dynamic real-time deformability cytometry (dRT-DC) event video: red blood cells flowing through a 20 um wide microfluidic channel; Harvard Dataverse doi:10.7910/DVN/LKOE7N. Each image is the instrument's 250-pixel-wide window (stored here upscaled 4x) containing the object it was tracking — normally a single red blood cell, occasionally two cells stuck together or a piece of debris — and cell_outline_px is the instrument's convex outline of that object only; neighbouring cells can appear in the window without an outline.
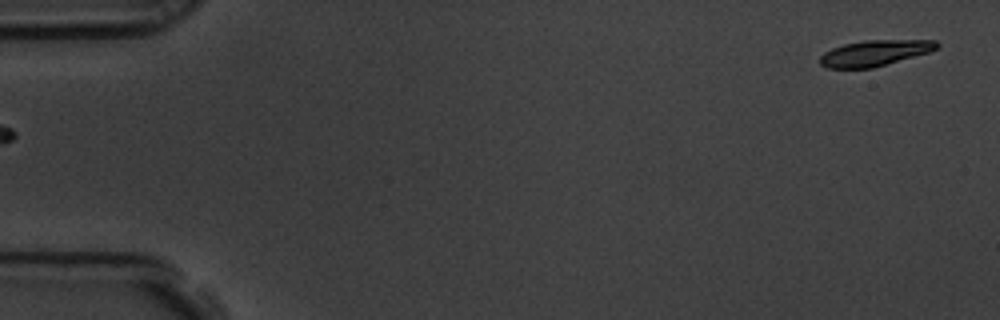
{"species": "common noctule bat (a hibernating species)", "species_latin": "Nyctalus noctula", "temperature_condition": "room temperature", "stored_images_in_passage": 17, "camera_frame_rate_fps": 3000, "um_per_image_px": 0.085, "animal": {"sex": "male", "body_mass_g": 19.5, "forearm_length_mm": 54.6}, "frame": {"image": 1, "passage_image": 1, "time_ms": 0.0, "image_size_px": [1000, 320], "cell_outline_px": [[940, 44], [936, 48], [928, 52], [872, 68], [828, 68], [820, 64], [820, 56], [824, 52], [832, 48], [844, 44], [864, 40], [936, 40]], "centroid_in_image_um": [74.32, 4.5], "position_along_channel_um": 10.7, "area_um2": 17.4}}
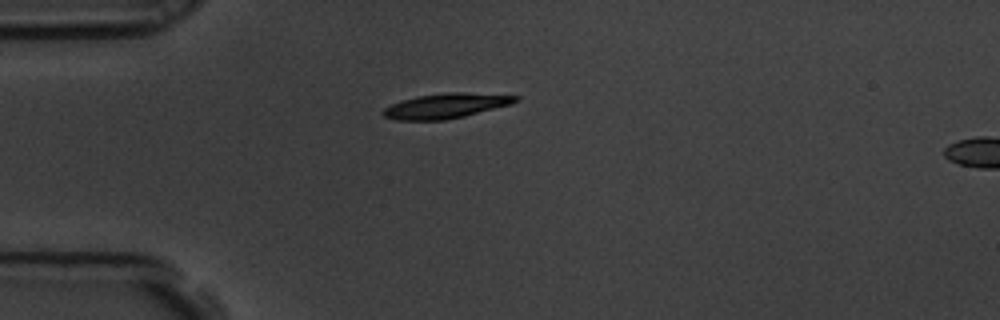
{"frame": {"image": 2, "passage_image": 14, "time_ms": 4.333, "image_size_px": [1000, 320], "cell_outline_px": [[520, 100], [512, 104], [464, 116], [444, 120], [396, 120], [384, 116], [380, 112], [384, 108], [400, 100], [416, 96], [448, 92], [464, 92], [520, 96]], "centroid_in_image_um": [37.89, 8.99], "position_along_channel_um": 47.1, "area_um2": 19.31}}